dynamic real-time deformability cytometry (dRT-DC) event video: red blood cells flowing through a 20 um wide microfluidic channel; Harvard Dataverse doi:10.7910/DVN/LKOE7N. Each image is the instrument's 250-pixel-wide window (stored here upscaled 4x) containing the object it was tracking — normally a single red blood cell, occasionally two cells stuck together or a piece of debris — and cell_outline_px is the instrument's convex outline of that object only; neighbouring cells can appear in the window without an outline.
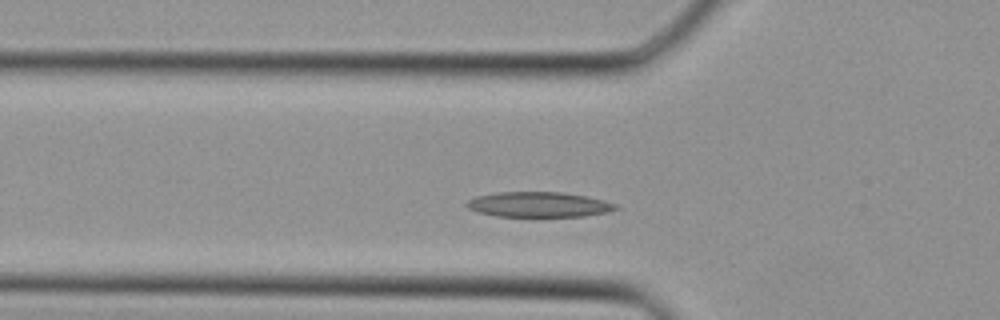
{"species": "Egyptian fruit bat (a non-hibernating species)", "species_latin": "Rousettus aegyptiacus", "temperature_condition": "cold", "stored_images_in_passage": 31, "camera_frame_rate_fps": 3000, "um_per_image_px": 0.085, "animal": {"sex": "female"}, "frame": {"image": 1, "passage_image": 5, "time_ms": 1.333, "image_size_px": [1000, 320], "cell_outline_px": [[620, 208], [608, 212], [584, 216], [496, 216], [476, 212], [468, 208], [464, 204], [468, 200], [476, 196], [496, 192], [564, 192], [588, 196], [616, 204]], "centroid_in_image_um": [45.78, 17.38], "position_along_channel_um": 80.0, "area_um2": 21.96}}
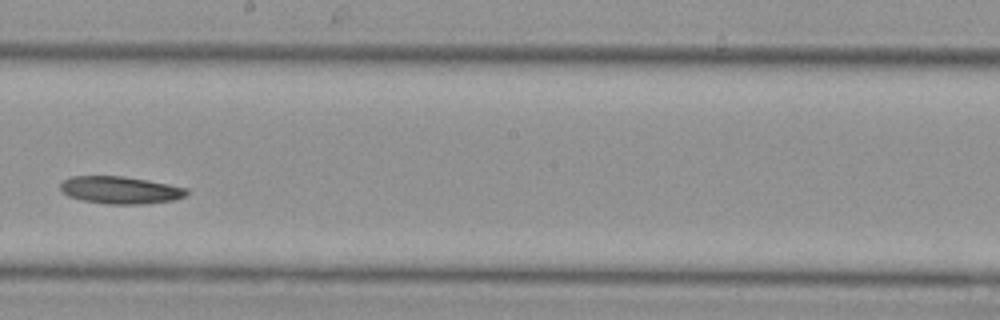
{"frame": {"image": 2, "passage_image": 14, "time_ms": 4.333, "image_size_px": [1000, 320], "cell_outline_px": [[188, 192], [184, 196], [172, 200], [144, 204], [108, 204], [84, 200], [68, 196], [60, 188], [60, 184], [64, 180], [72, 176], [124, 176], [148, 180], [188, 188]], "centroid_in_image_um": [10.23, 16.15], "position_along_channel_um": 238.0, "area_um2": 20.0}}
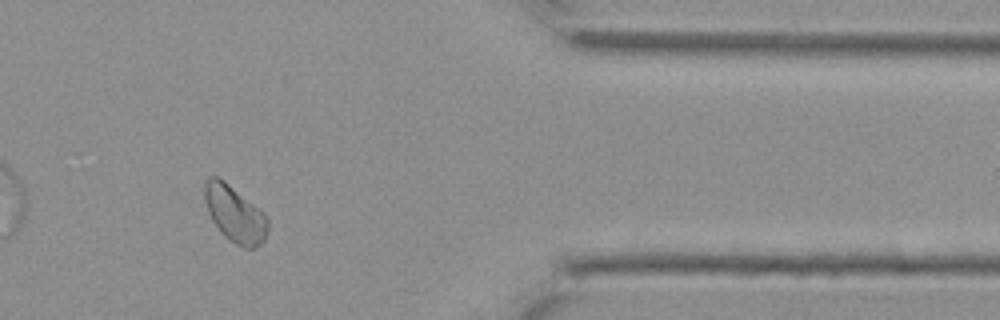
{"frame": {"image": 3, "passage_image": 24, "time_ms": 7.667, "image_size_px": [1000, 320], "cell_outline_px": [[268, 228], [264, 240], [256, 248], [244, 248], [228, 240], [220, 232], [212, 220], [208, 212], [204, 200], [204, 184], [208, 176], [216, 176], [224, 180], [264, 212], [268, 216]], "centroid_in_image_um": [19.95, 18.19], "position_along_channel_um": 391.4, "area_um2": 20.98}}